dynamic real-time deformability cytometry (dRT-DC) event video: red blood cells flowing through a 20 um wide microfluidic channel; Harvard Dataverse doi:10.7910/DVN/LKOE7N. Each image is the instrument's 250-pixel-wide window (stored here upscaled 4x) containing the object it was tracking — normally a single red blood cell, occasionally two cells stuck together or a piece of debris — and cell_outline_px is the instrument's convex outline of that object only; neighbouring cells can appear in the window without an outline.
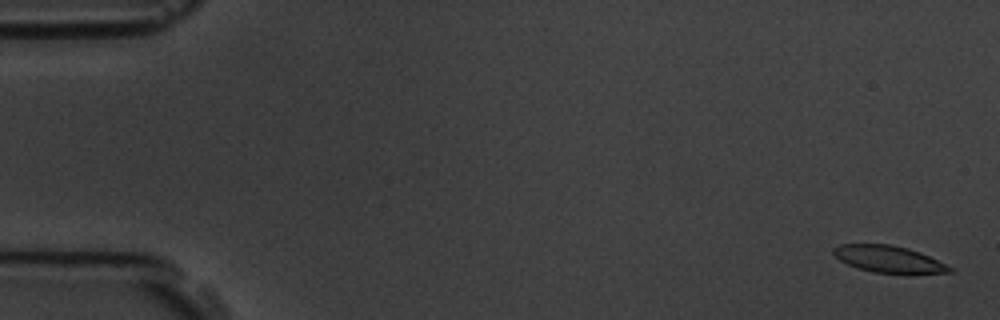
{"species": "common noctule bat (a hibernating species)", "species_latin": "Nyctalus noctula", "temperature_condition": "room temperature", "stored_images_in_passage": 8, "camera_frame_rate_fps": 3000, "um_per_image_px": 0.085, "animal": {"sex": "male", "body_mass_g": 19.5, "forearm_length_mm": 54.6}, "frame": {"image": 1, "passage_image": 1, "time_ms": 0.0, "image_size_px": [1000, 320], "cell_outline_px": [[956, 268], [952, 272], [872, 272], [856, 268], [840, 260], [832, 252], [832, 248], [840, 244], [892, 244], [908, 248], [920, 252]], "centroid_in_image_um": [75.52, 22.0], "position_along_channel_um": 9.5, "area_um2": 17.92}}
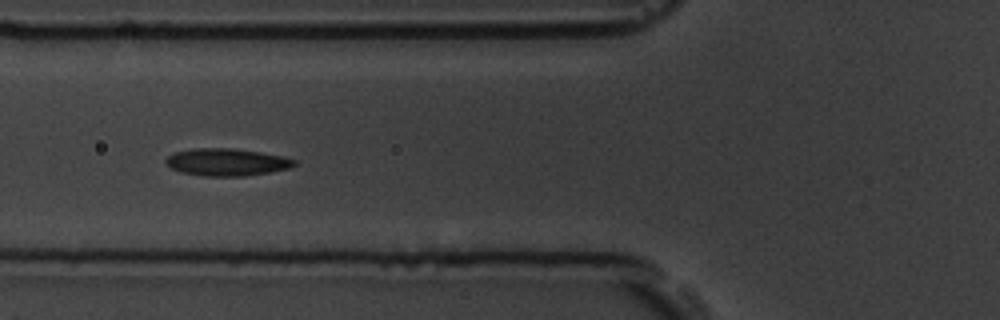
{"frame": {"image": 2, "passage_image": 6, "time_ms": 6.333, "image_size_px": [1000, 320], "cell_outline_px": [[296, 164], [292, 168], [244, 176], [204, 176], [180, 172], [164, 164], [164, 160], [172, 152], [192, 148], [232, 148], [260, 152], [284, 156], [296, 160]], "centroid_in_image_um": [19.24, 13.77], "position_along_channel_um": 106.6, "area_um2": 20.69}}
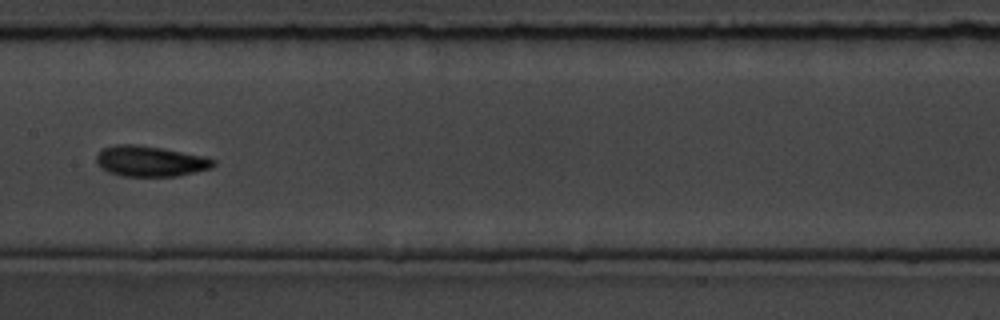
{"frame": {"image": 3, "passage_image": 8, "time_ms": 8.667, "image_size_px": [1000, 320], "cell_outline_px": [[216, 164], [212, 168], [176, 176], [120, 176], [108, 172], [96, 160], [96, 156], [104, 148], [116, 144], [136, 144], [164, 148], [208, 156], [216, 160]], "centroid_in_image_um": [12.84, 13.69], "position_along_channel_um": 194.6, "area_um2": 20.98}}